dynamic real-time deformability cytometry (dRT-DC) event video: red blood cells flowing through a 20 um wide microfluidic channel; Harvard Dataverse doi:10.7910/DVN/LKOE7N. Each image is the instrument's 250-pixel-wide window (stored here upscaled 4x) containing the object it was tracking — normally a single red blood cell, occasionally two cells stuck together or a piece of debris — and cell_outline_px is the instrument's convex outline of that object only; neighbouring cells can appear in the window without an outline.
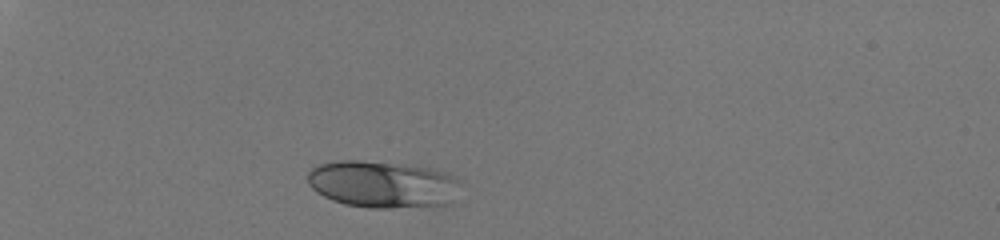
{"species": "human", "species_latin": "Homo sapiens", "temperature_condition": "room temperature", "stored_images_in_passage": 31, "camera_frame_rate_fps": 3000, "um_per_image_px": 0.085, "donor": {"sex": "male"}, "frame": {"image": 1, "passage_image": 1, "time_ms": 0.0, "image_size_px": [1000, 240], "cell_outline_px": [[460, 184], [452, 204], [432, 208], [368, 208], [344, 204], [332, 200], [316, 192], [308, 184], [308, 172], [312, 168], [320, 164], [340, 160], [356, 160], [404, 164], [428, 168], [444, 172], [456, 176], [460, 180]], "centroid_in_image_um": [32.58, 15.7], "position_along_channel_um": 52.4, "area_um2": 42.66}}
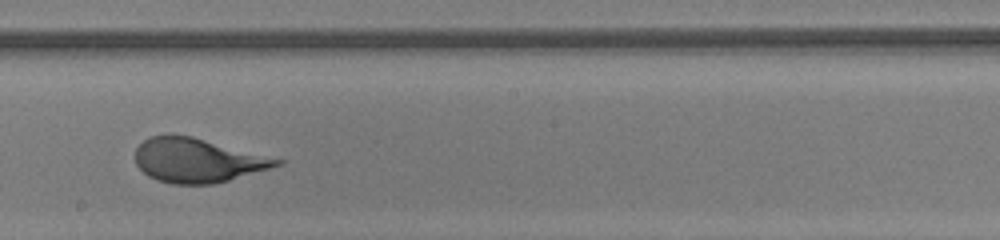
{"frame": {"image": 2, "passage_image": 18, "time_ms": 5.667, "image_size_px": [1000, 240], "cell_outline_px": [[284, 164], [228, 180], [212, 184], [172, 184], [156, 180], [148, 176], [136, 164], [136, 148], [148, 136], [192, 136], [284, 160]], "centroid_in_image_um": [16.78, 13.64], "position_along_channel_um": 231.4, "area_um2": 35.95}}
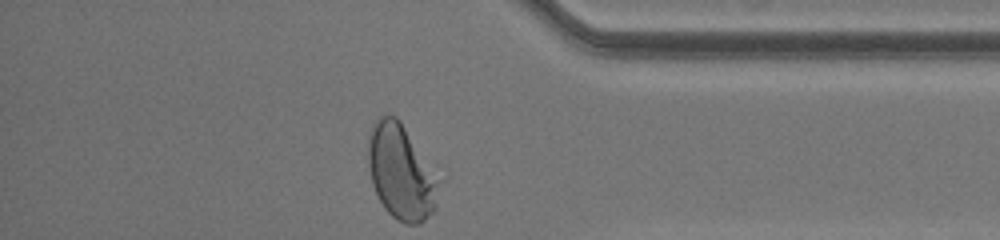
{"frame": {"image": 3, "passage_image": 31, "time_ms": 10.0, "image_size_px": [1000, 240], "cell_outline_px": [[436, 208], [420, 224], [404, 224], [396, 220], [384, 208], [372, 184], [368, 164], [368, 132], [372, 124], [380, 116], [396, 116], [400, 120], [432, 184], [436, 204]], "centroid_in_image_um": [33.89, 14.68], "position_along_channel_um": 401.3, "area_um2": 36.07}}